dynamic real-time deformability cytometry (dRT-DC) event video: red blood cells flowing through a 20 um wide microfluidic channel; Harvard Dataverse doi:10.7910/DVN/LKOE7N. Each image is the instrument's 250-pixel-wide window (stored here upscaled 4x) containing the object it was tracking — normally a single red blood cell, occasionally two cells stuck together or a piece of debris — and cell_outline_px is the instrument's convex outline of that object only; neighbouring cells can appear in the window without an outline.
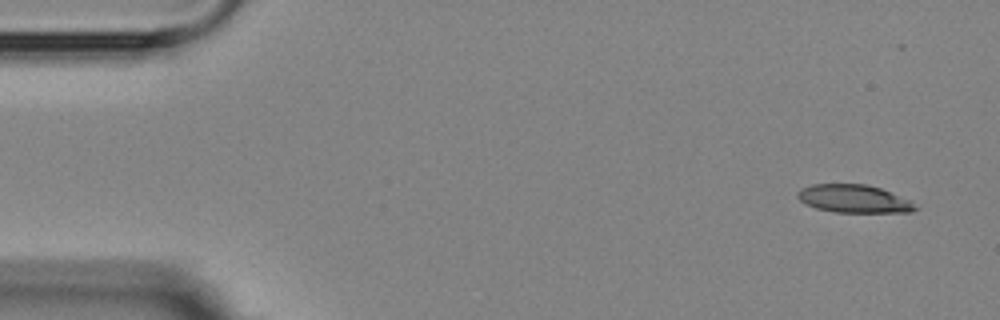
{"species": "Egyptian fruit bat (a non-hibernating species)", "species_latin": "Rousettus aegyptiacus", "temperature_condition": "room temperature", "stored_images_in_passage": 6, "camera_frame_rate_fps": 3000, "um_per_image_px": 0.085, "animal": {"sex": "female"}, "frame": {"image": 1, "passage_image": 1, "time_ms": 0.0, "image_size_px": [1000, 320], "cell_outline_px": [[920, 208], [912, 212], [836, 212], [816, 208], [804, 204], [796, 196], [796, 192], [800, 188], [812, 184], [868, 184], [880, 188], [908, 200]], "centroid_in_image_um": [72.53, 16.89], "position_along_channel_um": 12.5, "area_um2": 19.19}}
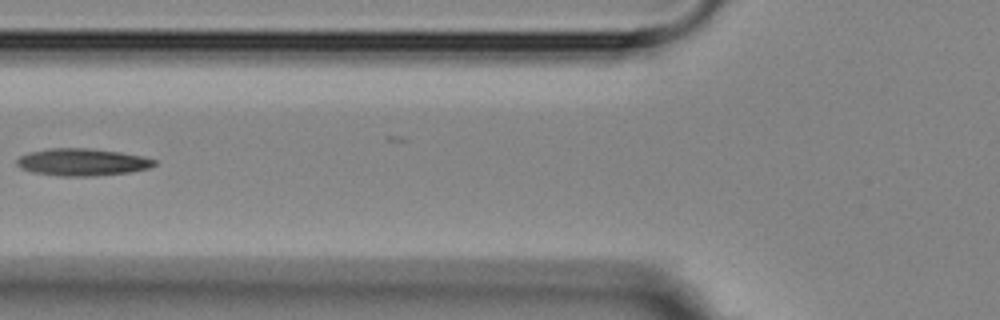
{"frame": {"image": 2, "passage_image": 6, "time_ms": 6.0, "image_size_px": [1000, 320], "cell_outline_px": [[156, 164], [148, 168], [128, 172], [96, 176], [60, 176], [32, 172], [20, 168], [16, 164], [16, 160], [20, 156], [28, 152], [48, 148], [88, 148], [120, 152], [140, 156], [156, 160]], "centroid_in_image_um": [6.94, 13.78], "position_along_channel_um": 118.9, "area_um2": 21.79}}